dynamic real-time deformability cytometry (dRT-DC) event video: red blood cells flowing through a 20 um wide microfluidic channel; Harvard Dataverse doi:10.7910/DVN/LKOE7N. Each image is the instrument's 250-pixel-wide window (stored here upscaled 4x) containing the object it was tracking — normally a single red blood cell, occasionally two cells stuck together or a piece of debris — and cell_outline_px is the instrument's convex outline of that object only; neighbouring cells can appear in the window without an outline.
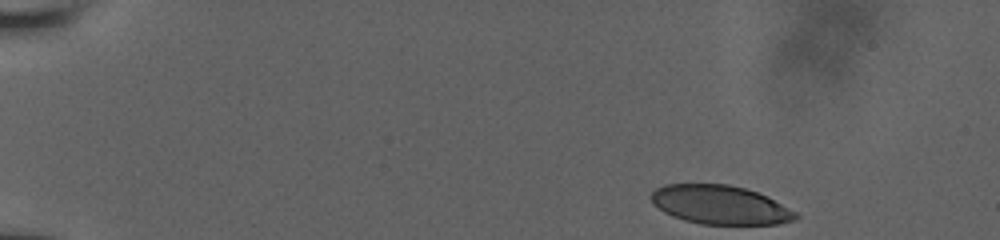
{"species": "human", "species_latin": "Homo sapiens", "temperature_condition": "room temperature", "stored_images_in_passage": 60, "camera_frame_rate_fps": 3000, "um_per_image_px": 0.085, "donor": {"sex": "male"}, "frame": {"image": 1, "passage_image": 1, "time_ms": 0.0, "image_size_px": [1000, 240], "cell_outline_px": [[800, 216], [792, 220], [780, 224], [700, 224], [684, 220], [672, 216], [664, 212], [652, 204], [648, 196], [656, 188], [664, 184], [728, 184], [744, 188], [768, 196], [796, 212]], "centroid_in_image_um": [61.17, 17.41], "position_along_channel_um": 23.8, "area_um2": 32.89}}
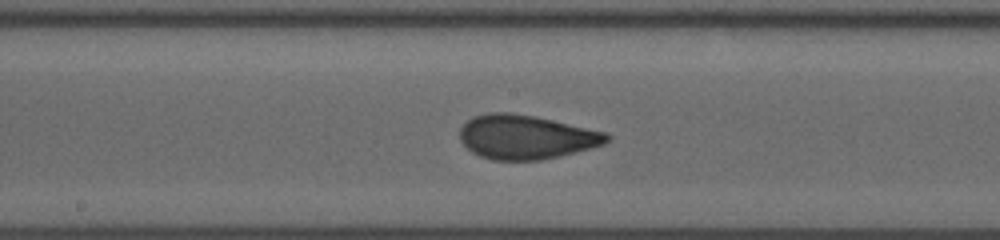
{"frame": {"image": 2, "passage_image": 31, "time_ms": 7.667, "image_size_px": [1000, 240], "cell_outline_px": [[612, 136], [604, 144], [592, 148], [560, 156], [540, 160], [492, 160], [480, 156], [472, 152], [460, 140], [460, 128], [472, 116], [488, 112], [512, 112], [536, 116], [608, 132]], "centroid_in_image_um": [44.73, 11.63], "position_along_channel_um": 203.5, "area_um2": 38.15}}
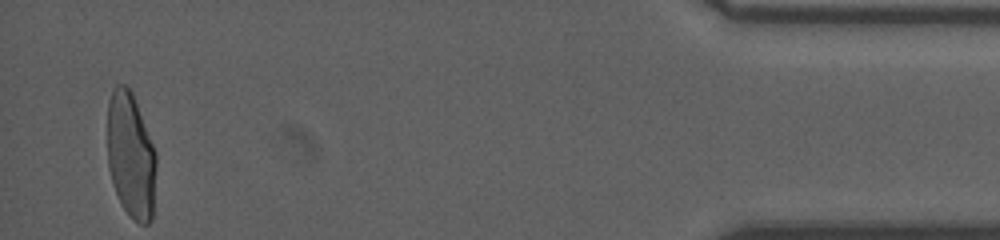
{"frame": {"image": 3, "passage_image": 60, "time_ms": 15.0, "image_size_px": [1000, 240], "cell_outline_px": [[156, 168], [152, 220], [148, 224], [140, 224], [120, 204], [112, 180], [108, 164], [108, 104], [112, 88], [116, 84], [124, 84], [132, 92], [156, 152]], "centroid_in_image_um": [11.13, 13.2], "position_along_channel_um": 424.1, "area_um2": 35.6}}